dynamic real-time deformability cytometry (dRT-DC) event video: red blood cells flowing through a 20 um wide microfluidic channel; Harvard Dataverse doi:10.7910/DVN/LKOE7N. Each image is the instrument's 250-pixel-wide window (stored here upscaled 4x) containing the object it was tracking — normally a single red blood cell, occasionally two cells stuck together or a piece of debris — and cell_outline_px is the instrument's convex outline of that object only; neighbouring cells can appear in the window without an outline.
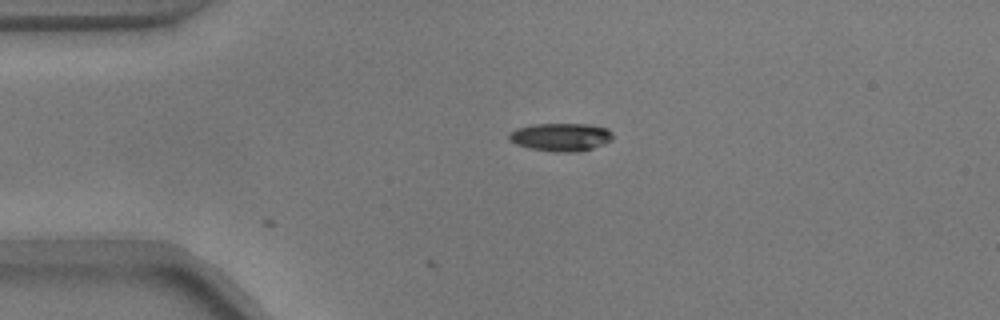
{"species": "common noctule bat (a hibernating species)", "species_latin": "Nyctalus noctula", "temperature_condition": "warm", "stored_images_in_passage": 2, "camera_frame_rate_fps": 3000, "um_per_image_px": 0.085, "animal": {"sex": "male", "body_mass_g": 17.9}, "frame": {"image": 1, "passage_image": 2, "time_ms": 0.333, "image_size_px": [1000, 320], "cell_outline_px": [[612, 140], [604, 144], [592, 148], [576, 152], [552, 152], [528, 148], [516, 144], [508, 140], [508, 132], [516, 128], [532, 124], [588, 124], [608, 128], [612, 132]], "centroid_in_image_um": [47.64, 11.65], "position_along_channel_um": 37.4, "area_um2": 17.22}}